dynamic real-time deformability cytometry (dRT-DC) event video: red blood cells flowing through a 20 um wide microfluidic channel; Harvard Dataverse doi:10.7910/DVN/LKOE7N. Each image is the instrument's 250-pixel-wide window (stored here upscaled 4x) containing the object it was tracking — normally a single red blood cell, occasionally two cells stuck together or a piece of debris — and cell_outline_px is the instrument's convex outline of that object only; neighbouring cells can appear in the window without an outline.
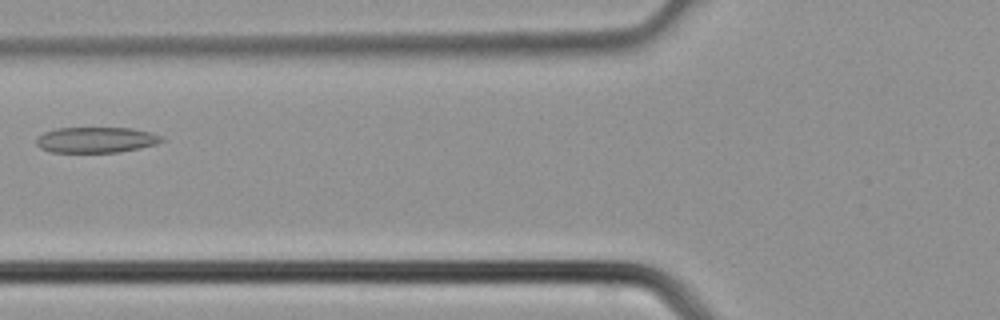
{"species": "common noctule bat (a hibernating species)", "species_latin": "Nyctalus noctula", "temperature_condition": "cold", "stored_images_in_passage": 4, "camera_frame_rate_fps": 3000, "um_per_image_px": 0.085, "animal": {"sex": "male", "body_mass_g": 21.5, "forearm_length_mm": 52.0}, "frame": {"image": 1, "passage_image": 4, "time_ms": 1.0, "image_size_px": [1000, 320], "cell_outline_px": [[164, 140], [156, 144], [140, 148], [116, 152], [52, 152], [40, 148], [36, 144], [36, 136], [44, 132], [56, 128], [132, 128], [148, 132], [160, 136]], "centroid_in_image_um": [8.11, 11.89], "position_along_channel_um": 117.7, "area_um2": 18.67}}